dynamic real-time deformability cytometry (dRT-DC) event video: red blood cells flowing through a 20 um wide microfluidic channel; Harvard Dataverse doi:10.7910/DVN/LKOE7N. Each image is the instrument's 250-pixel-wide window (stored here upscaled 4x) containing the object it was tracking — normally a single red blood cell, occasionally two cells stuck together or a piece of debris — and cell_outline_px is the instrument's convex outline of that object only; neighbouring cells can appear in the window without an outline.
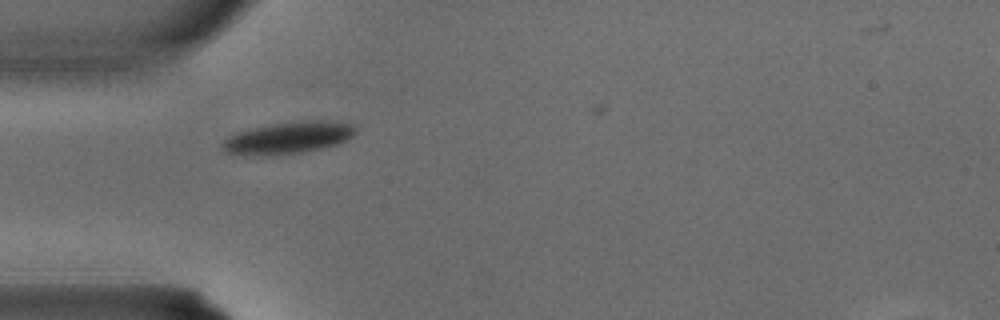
{"species": "common noctule bat (a hibernating species)", "species_latin": "Nyctalus noctula", "temperature_condition": "warm", "stored_images_in_passage": 1, "camera_frame_rate_fps": 3000, "um_per_image_px": 0.085, "animal": {"sex": "male", "body_mass_g": 15.6}, "frame": {"image": 1, "passage_image": 1, "time_ms": 0.0, "image_size_px": [1000, 320], "cell_outline_px": [[356, 132], [352, 136], [336, 144], [304, 152], [268, 156], [244, 156], [224, 152], [220, 144], [228, 136], [240, 132], [256, 128], [276, 124], [312, 120], [352, 124], [356, 128]], "centroid_in_image_um": [24.43, 11.75], "position_along_channel_um": 60.6, "area_um2": 24.33}}